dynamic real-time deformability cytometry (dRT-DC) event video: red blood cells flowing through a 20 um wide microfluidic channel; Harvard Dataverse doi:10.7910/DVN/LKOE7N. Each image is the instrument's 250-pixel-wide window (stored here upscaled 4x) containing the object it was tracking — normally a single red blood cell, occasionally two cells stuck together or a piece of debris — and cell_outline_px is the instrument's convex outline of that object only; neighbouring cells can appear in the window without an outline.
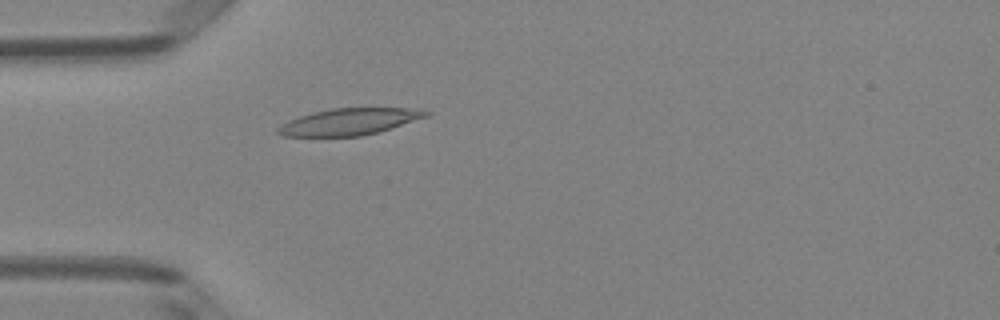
{"species": "Egyptian fruit bat (a non-hibernating species)", "species_latin": "Rousettus aegyptiacus", "temperature_condition": "room temperature", "stored_images_in_passage": 50, "camera_frame_rate_fps": 3000, "um_per_image_px": 0.085, "animal": {"sex": "female"}, "frame": {"image": 1, "passage_image": 15, "time_ms": 4.667, "image_size_px": [1000, 320], "cell_outline_px": [[432, 112], [428, 116], [380, 132], [360, 136], [284, 136], [276, 132], [276, 128], [280, 124], [300, 116], [312, 112], [332, 108], [408, 108]], "centroid_in_image_um": [29.68, 10.34], "position_along_channel_um": 55.3, "area_um2": 22.95}}
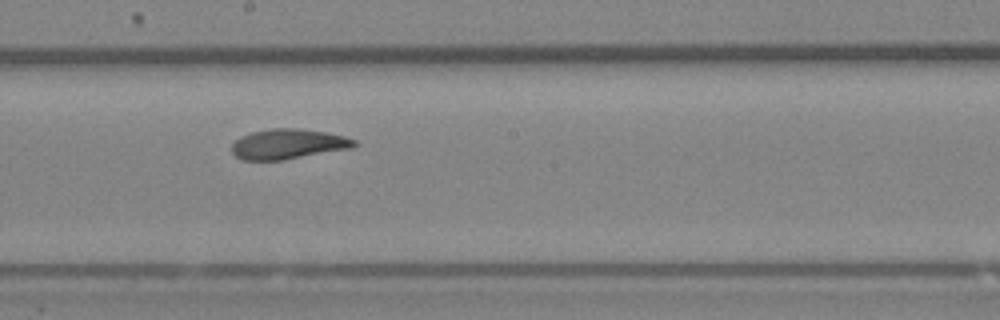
{"frame": {"image": 2, "passage_image": 28, "time_ms": 9.0, "image_size_px": [1000, 320], "cell_outline_px": [[356, 144], [352, 148], [284, 160], [240, 160], [232, 152], [232, 144], [240, 136], [252, 132], [272, 128], [296, 128], [328, 132], [344, 136], [356, 140]], "centroid_in_image_um": [24.48, 12.24], "position_along_channel_um": 223.7, "area_um2": 21.56}}
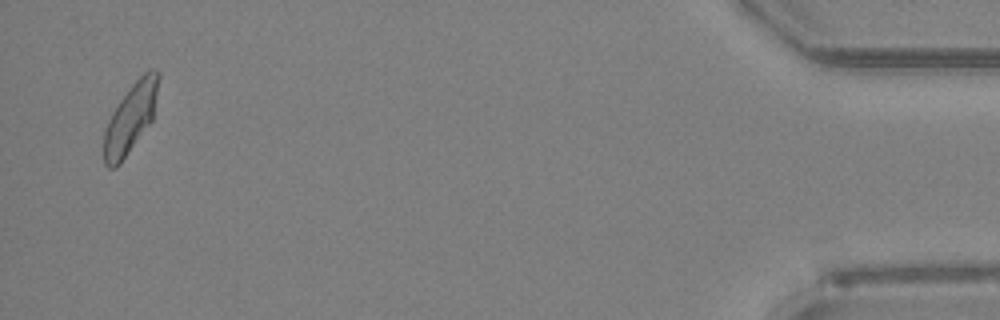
{"frame": {"image": 3, "passage_image": 49, "time_ms": 16.0, "image_size_px": [1000, 320], "cell_outline_px": [[160, 76], [152, 120], [120, 164], [116, 168], [108, 168], [104, 164], [104, 132], [108, 120], [112, 112], [128, 88], [144, 72], [152, 68], [156, 68], [160, 72]], "centroid_in_image_um": [11.1, 10.02], "position_along_channel_um": 424.1, "area_um2": 21.96}, "authors_computed_cell_mechanics": {"area_um2": 22.1663, "velocity_mm_per_s": 4.0562, "shape_relaxation_time_tau1_ms": 4.1385, "shape_relaxation_time_tau2_ms": 2.3397, "deformation_change_tau1": 0.1537, "deformation_change_tau2": 0.0861}}